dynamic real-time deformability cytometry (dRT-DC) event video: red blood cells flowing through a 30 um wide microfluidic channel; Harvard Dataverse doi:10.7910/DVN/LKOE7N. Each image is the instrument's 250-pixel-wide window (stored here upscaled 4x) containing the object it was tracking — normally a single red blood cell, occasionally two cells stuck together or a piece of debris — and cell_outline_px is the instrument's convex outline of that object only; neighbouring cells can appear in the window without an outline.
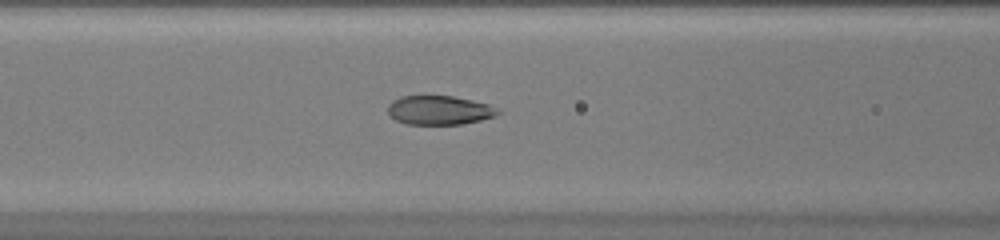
{"species": "common noctule bat (a hibernating species)", "species_latin": "Nyctalus noctula", "temperature_condition": "warm", "stored_images_in_passage": 36, "camera_frame_rate_fps": 3000, "um_per_image_px": 0.085, "animal": {"sex": "female", "body_mass_g": 20.0, "forearm_length_mm": 54.0}, "frame": {"image": 1, "passage_image": 10, "time_ms": 3.0, "image_size_px": [1000, 240], "cell_outline_px": [[500, 112], [496, 116], [480, 120], [460, 124], [408, 124], [396, 120], [388, 112], [388, 104], [392, 100], [400, 96], [452, 96], [472, 100], [488, 104], [496, 108]], "centroid_in_image_um": [37.33, 9.36], "position_along_channel_um": 129.3, "area_um2": 18.5}}
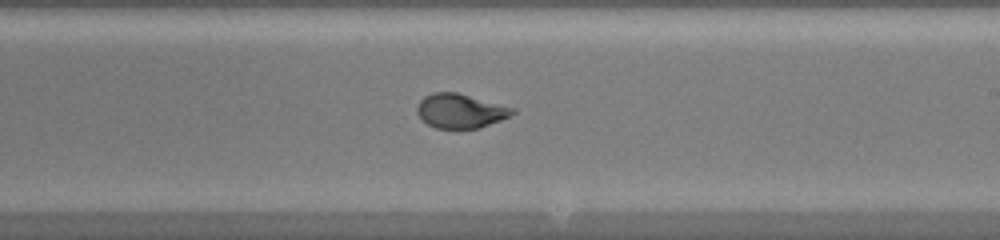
{"frame": {"image": 2, "passage_image": 18, "time_ms": 5.667, "image_size_px": [1000, 240], "cell_outline_px": [[516, 112], [500, 120], [480, 128], [436, 128], [428, 124], [416, 112], [416, 108], [420, 100], [424, 96], [432, 92], [456, 92], [516, 108]], "centroid_in_image_um": [39.13, 9.42], "position_along_channel_um": 249.9, "area_um2": 18.96}}
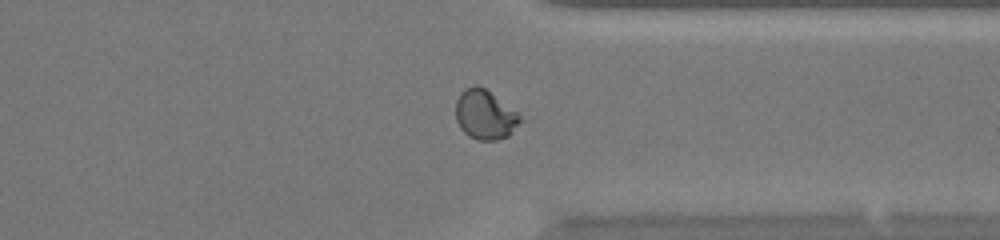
{"frame": {"image": 3, "passage_image": 26, "time_ms": 8.333, "image_size_px": [1000, 240], "cell_outline_px": [[524, 120], [508, 136], [496, 140], [480, 140], [468, 136], [460, 128], [456, 120], [456, 100], [460, 92], [464, 88], [476, 84], [484, 88], [516, 112]], "centroid_in_image_um": [41.2, 9.76], "position_along_channel_um": 370.2, "area_um2": 18.5}}